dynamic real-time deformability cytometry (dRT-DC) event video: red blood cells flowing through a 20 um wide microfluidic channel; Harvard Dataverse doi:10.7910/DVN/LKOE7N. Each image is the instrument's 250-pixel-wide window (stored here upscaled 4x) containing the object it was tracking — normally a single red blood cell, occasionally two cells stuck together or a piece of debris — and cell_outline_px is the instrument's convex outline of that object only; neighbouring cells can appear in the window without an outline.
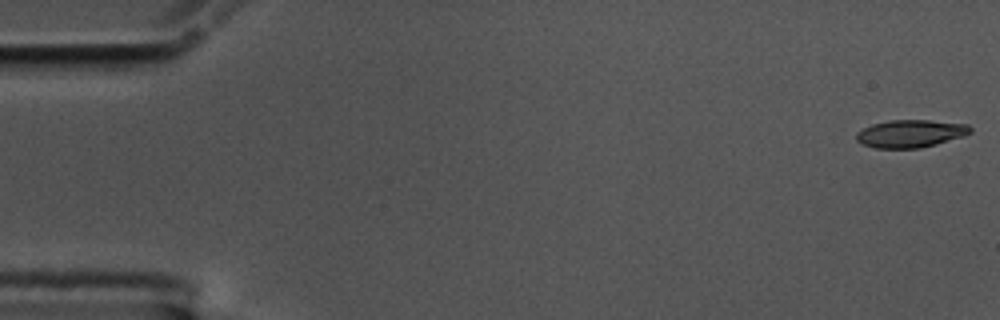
{"species": "common noctule bat (a hibernating species)", "species_latin": "Nyctalus noctula", "temperature_condition": "cold", "stored_images_in_passage": 46, "camera_frame_rate_fps": 3000, "um_per_image_px": 0.085, "animal": {"sex": "male", "body_mass_g": 17.5, "forearm_length_mm": 52.3}, "frame": {"image": 1, "passage_image": 1, "time_ms": 0.0, "image_size_px": [1000, 320], "cell_outline_px": [[972, 132], [964, 136], [936, 144], [920, 148], [876, 148], [864, 144], [856, 140], [856, 132], [872, 124], [888, 120], [928, 120], [968, 124], [972, 128]], "centroid_in_image_um": [77.41, 11.35], "position_along_channel_um": 7.6, "area_um2": 18.38}}
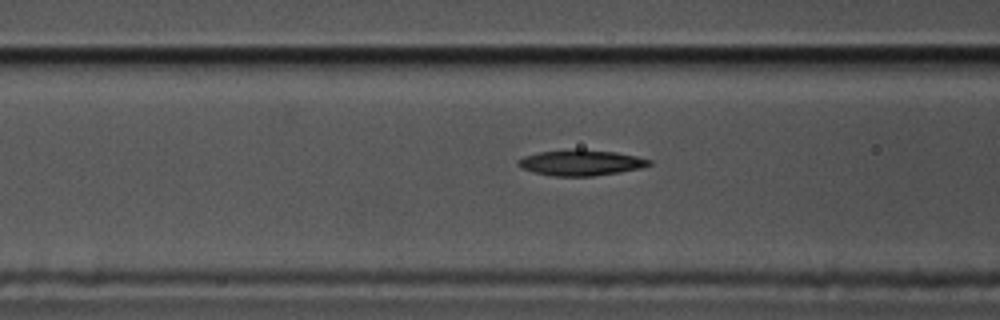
{"frame": {"image": 2, "passage_image": 22, "time_ms": 7.0, "image_size_px": [1000, 320], "cell_outline_px": [[652, 164], [640, 168], [620, 172], [592, 176], [552, 176], [532, 172], [520, 168], [516, 164], [516, 160], [524, 156], [540, 152], [616, 152], [636, 156], [652, 160]], "centroid_in_image_um": [49.35, 13.88], "position_along_channel_um": 117.2, "area_um2": 18.79}}
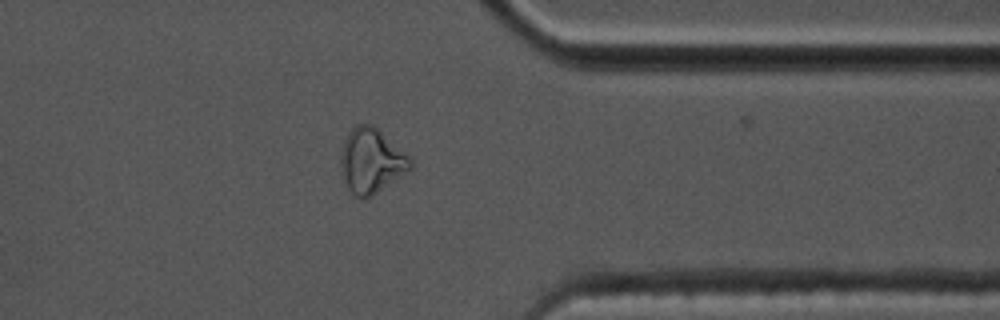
{"frame": {"image": 3, "passage_image": 45, "time_ms": 14.667, "image_size_px": [1000, 320], "cell_outline_px": [[412, 168], [372, 196], [364, 200], [360, 200], [348, 188], [344, 180], [340, 164], [340, 156], [344, 140], [348, 132], [356, 124], [372, 124], [408, 156], [412, 160]], "centroid_in_image_um": [31.53, 13.69], "position_along_channel_um": 379.9, "area_um2": 26.01}}